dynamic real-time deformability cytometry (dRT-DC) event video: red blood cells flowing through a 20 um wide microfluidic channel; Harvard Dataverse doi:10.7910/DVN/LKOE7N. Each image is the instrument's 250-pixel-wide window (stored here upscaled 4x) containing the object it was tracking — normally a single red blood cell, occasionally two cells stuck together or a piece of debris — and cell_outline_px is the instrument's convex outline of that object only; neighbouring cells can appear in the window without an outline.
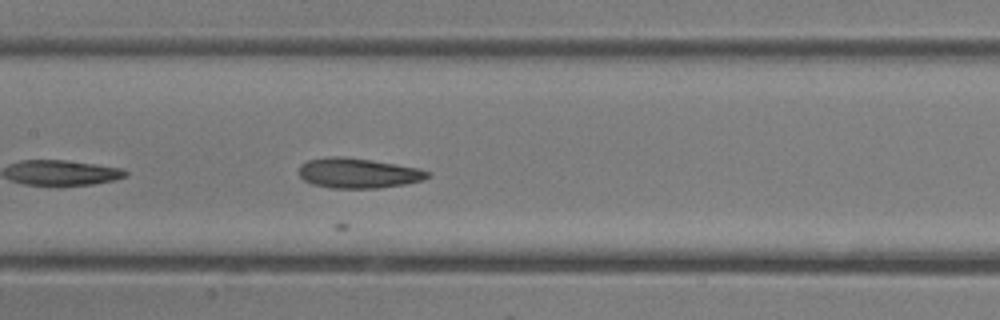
{"species": "common noctule bat (a hibernating species)", "species_latin": "Nyctalus noctula", "temperature_condition": "room temperature", "stored_images_in_passage": 14, "camera_frame_rate_fps": 3000, "um_per_image_px": 0.085, "animal": {"sex": "female"}, "frame": {"image": 1, "passage_image": 6, "time_ms": 1.667, "image_size_px": [1000, 320], "cell_outline_px": [[428, 176], [424, 180], [404, 184], [380, 188], [332, 188], [312, 184], [304, 180], [300, 176], [300, 164], [308, 160], [372, 160], [416, 168], [428, 172]], "centroid_in_image_um": [30.48, 14.78], "position_along_channel_um": 176.9, "area_um2": 21.21}}
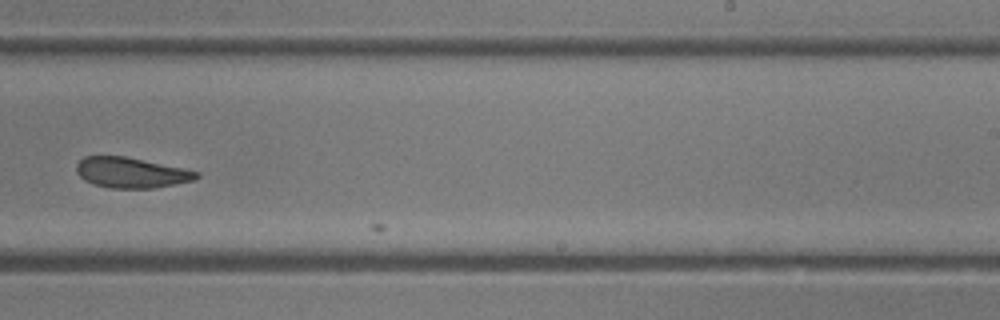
{"frame": {"image": 2, "passage_image": 11, "time_ms": 3.333, "image_size_px": [1000, 320], "cell_outline_px": [[200, 176], [196, 180], [176, 184], [152, 188], [108, 188], [92, 184], [84, 180], [76, 172], [76, 164], [84, 156], [124, 156], [184, 168], [200, 172]], "centroid_in_image_um": [11.16, 14.68], "position_along_channel_um": 277.8, "area_um2": 21.44}}